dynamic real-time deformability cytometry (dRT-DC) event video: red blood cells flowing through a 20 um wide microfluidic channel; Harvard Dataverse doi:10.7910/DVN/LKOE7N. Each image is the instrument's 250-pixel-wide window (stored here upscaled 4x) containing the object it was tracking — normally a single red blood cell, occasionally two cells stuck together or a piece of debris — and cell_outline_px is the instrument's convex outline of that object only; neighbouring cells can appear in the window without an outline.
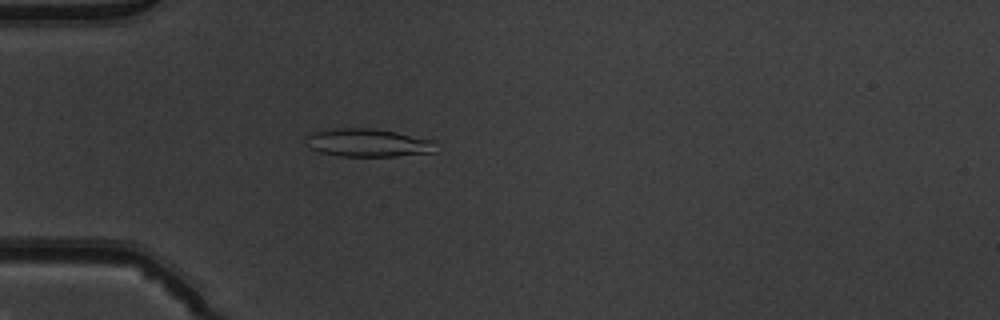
{"species": "common noctule bat (a hibernating species)", "species_latin": "Nyctalus noctula", "temperature_condition": "warm", "stored_images_in_passage": 50, "camera_frame_rate_fps": 3000, "um_per_image_px": 0.085, "animal": {"sex": "male", "body_mass_g": 19.5, "forearm_length_mm": 54.6}, "frame": {"image": 1, "passage_image": 14, "time_ms": 4.333, "image_size_px": [1000, 320], "cell_outline_px": [[436, 152], [396, 156], [336, 156], [320, 152], [308, 148], [304, 140], [304, 136], [308, 132], [332, 128], [372, 128], [396, 132], [436, 140]], "centroid_in_image_um": [31.22, 12.13], "position_along_channel_um": 53.8, "area_um2": 21.85}}
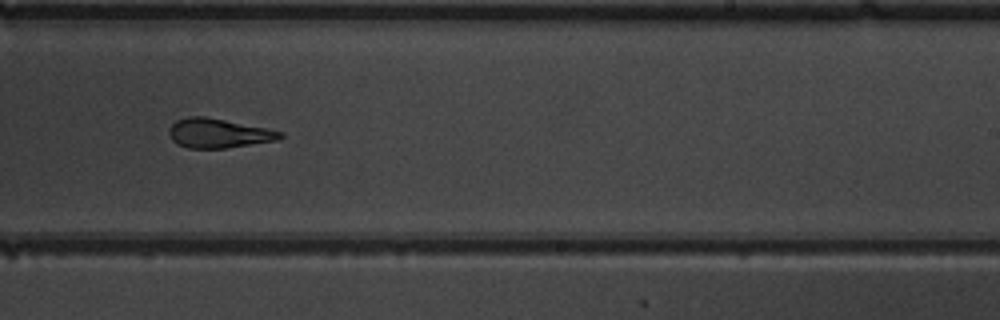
{"frame": {"image": 2, "passage_image": 31, "time_ms": 10.0, "image_size_px": [1000, 320], "cell_outline_px": [[284, 136], [276, 140], [228, 148], [188, 148], [176, 144], [172, 140], [168, 132], [168, 128], [176, 120], [188, 116], [204, 116], [268, 128], [284, 132]], "centroid_in_image_um": [18.55, 11.32], "position_along_channel_um": 270.4, "area_um2": 19.13}}
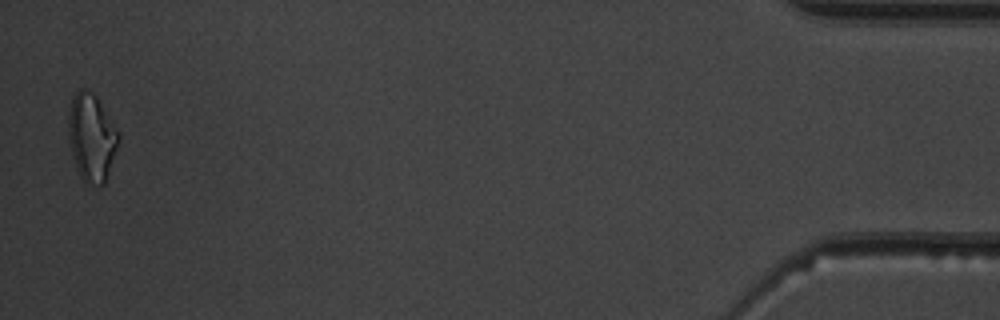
{"frame": {"image": 3, "passage_image": 49, "time_ms": 16.0, "image_size_px": [1000, 320], "cell_outline_px": [[120, 136], [104, 184], [84, 184], [76, 168], [68, 136], [68, 116], [72, 96], [80, 88], [84, 88], [92, 92], [96, 96], [120, 132]], "centroid_in_image_um": [7.77, 11.65], "position_along_channel_um": 427.4, "area_um2": 25.43}, "authors_computed_cell_mechanics": {"area_um2": 20.0566, "velocity_mm_per_s": 4.0144, "shape_relaxation_time_tau1_ms": null, "shape_relaxation_time_tau2_ms": 2.6238, "deformation_change_tau1": null, "deformation_change_tau2": 0.1173}}